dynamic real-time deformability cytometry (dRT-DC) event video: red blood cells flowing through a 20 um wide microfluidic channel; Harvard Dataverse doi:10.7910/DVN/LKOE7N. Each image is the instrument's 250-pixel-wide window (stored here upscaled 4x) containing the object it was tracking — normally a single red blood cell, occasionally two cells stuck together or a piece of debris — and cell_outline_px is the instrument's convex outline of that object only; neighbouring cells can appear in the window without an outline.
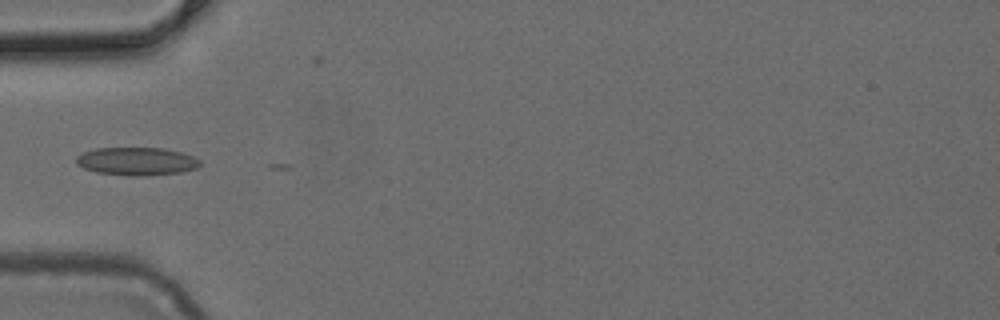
{"species": "common noctule bat (a hibernating species)", "species_latin": "Nyctalus noctula", "temperature_condition": "cold", "stored_images_in_passage": 1, "camera_frame_rate_fps": 3000, "um_per_image_px": 0.085, "animal": {"sex": "female", "body_mass_g": 24.6, "forearm_length_mm": 56.2}, "frame": {"image": 1, "passage_image": 1, "time_ms": 0.0, "image_size_px": [1000, 320], "cell_outline_px": [[200, 164], [196, 168], [180, 172], [144, 176], [128, 176], [96, 172], [84, 168], [76, 164], [76, 156], [84, 152], [96, 148], [164, 148], [184, 152], [200, 160]], "centroid_in_image_um": [11.61, 13.71], "position_along_channel_um": 73.4, "area_um2": 20.29}}